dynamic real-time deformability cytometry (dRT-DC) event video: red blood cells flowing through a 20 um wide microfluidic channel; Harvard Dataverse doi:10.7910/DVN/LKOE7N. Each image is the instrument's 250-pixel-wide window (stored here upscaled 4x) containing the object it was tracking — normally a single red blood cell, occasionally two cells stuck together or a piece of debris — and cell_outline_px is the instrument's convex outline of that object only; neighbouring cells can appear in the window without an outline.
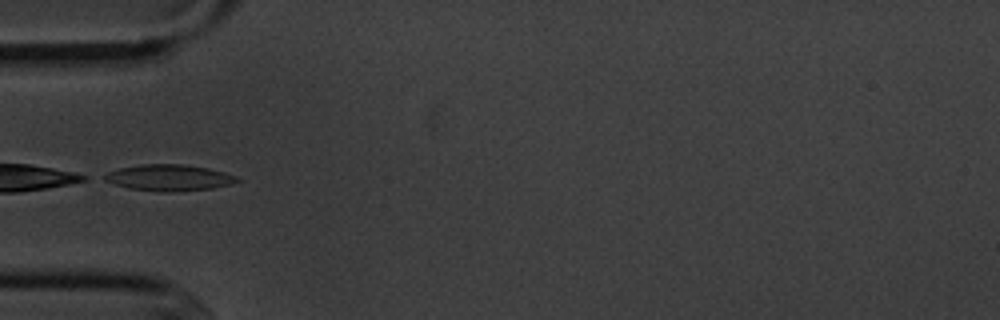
{"species": "common noctule bat (a hibernating species)", "species_latin": "Nyctalus noctula", "temperature_condition": "cold", "stored_images_in_passage": 10, "camera_frame_rate_fps": 3000, "um_per_image_px": 0.085, "animal": {"sex": "male", "body_mass_g": 20.1, "forearm_length_mm": 53.5}, "frame": {"image": 1, "passage_image": 5, "time_ms": 5.667, "image_size_px": [1000, 320], "cell_outline_px": [[244, 180], [232, 184], [212, 188], [168, 192], [160, 192], [128, 188], [112, 184], [104, 180], [100, 176], [108, 172], [120, 168], [140, 164], [184, 164], [208, 168], [224, 172], [236, 176]], "centroid_in_image_um": [14.36, 15.1], "position_along_channel_um": 70.6, "area_um2": 20.52}}
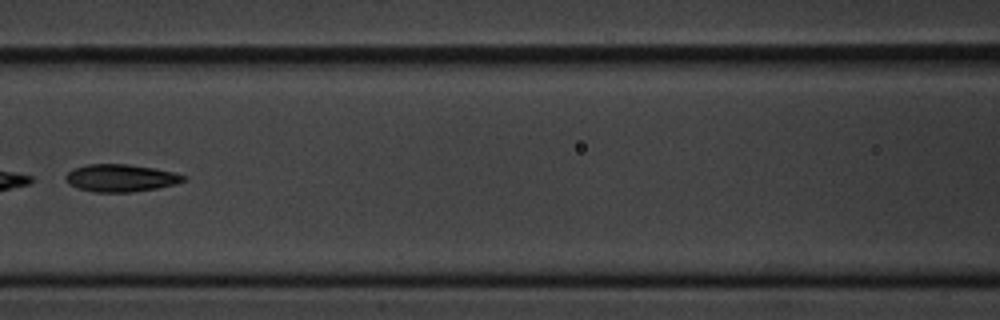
{"frame": {"image": 2, "passage_image": 7, "time_ms": 8.0, "image_size_px": [1000, 320], "cell_outline_px": [[188, 180], [176, 184], [156, 188], [132, 192], [96, 192], [80, 188], [68, 184], [64, 176], [72, 168], [88, 164], [128, 164], [152, 168], [172, 172], [188, 176]], "centroid_in_image_um": [10.27, 15.12], "position_along_channel_um": 156.3, "area_um2": 18.84}}
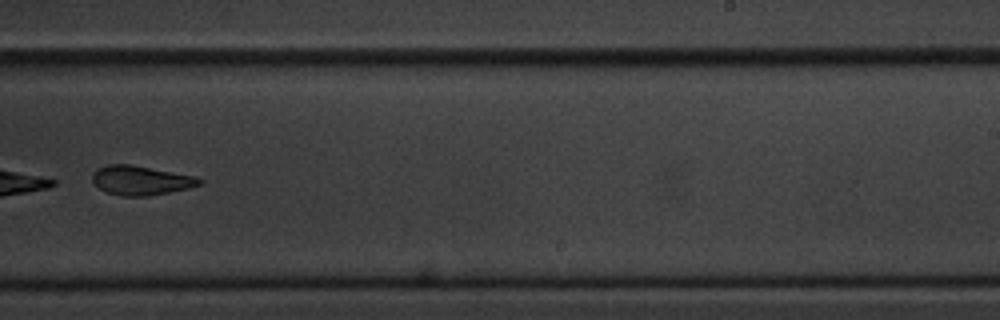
{"frame": {"image": 3, "passage_image": 10, "time_ms": 11.333, "image_size_px": [1000, 320], "cell_outline_px": [[204, 180], [200, 184], [188, 188], [148, 196], [120, 196], [108, 192], [100, 188], [92, 180], [92, 172], [108, 164], [128, 164], [196, 176]], "centroid_in_image_um": [11.97, 15.33], "position_along_channel_um": 277.0, "area_um2": 18.03}}